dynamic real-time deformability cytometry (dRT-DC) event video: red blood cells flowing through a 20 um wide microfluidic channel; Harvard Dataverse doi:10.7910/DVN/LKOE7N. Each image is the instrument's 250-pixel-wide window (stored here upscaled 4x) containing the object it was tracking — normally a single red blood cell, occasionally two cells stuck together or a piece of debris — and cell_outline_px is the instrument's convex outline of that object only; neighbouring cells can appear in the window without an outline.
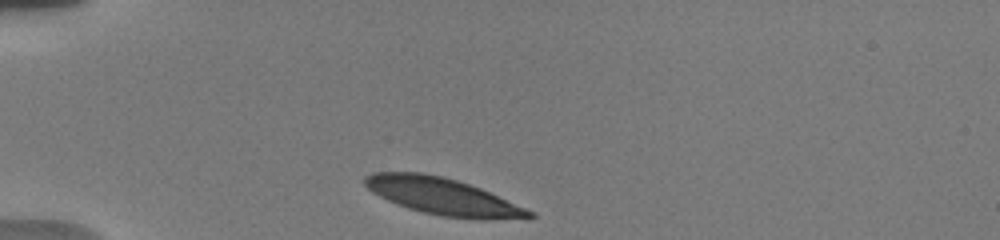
{"species": "human", "species_latin": "Homo sapiens", "temperature_condition": "warm", "stored_images_in_passage": 23, "camera_frame_rate_fps": 3000, "um_per_image_px": 0.085, "donor": {"sex": "male"}, "frame": {"image": 1, "passage_image": 1, "time_ms": 0.0, "image_size_px": [1000, 240], "cell_outline_px": [[536, 216], [532, 220], [484, 220], [440, 216], [408, 208], [388, 200], [372, 192], [364, 184], [364, 176], [372, 172], [424, 172], [444, 176], [480, 188], [524, 208], [532, 212]], "centroid_in_image_um": [37.68, 16.71], "position_along_channel_um": 47.3, "area_um2": 35.49}}
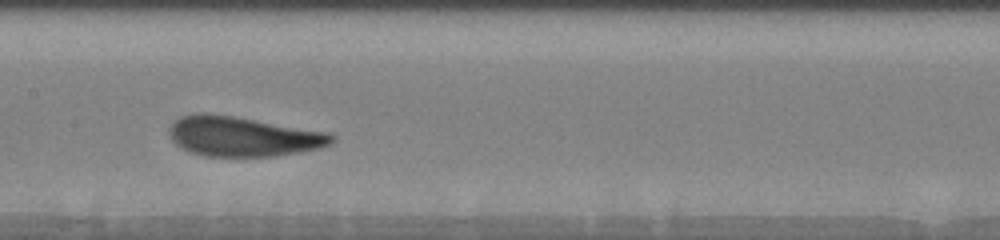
{"frame": {"image": 2, "passage_image": 7, "time_ms": 4.667, "image_size_px": [1000, 240], "cell_outline_px": [[336, 140], [320, 148], [276, 156], [204, 156], [180, 148], [172, 140], [168, 128], [180, 116], [200, 112], [232, 116], [328, 132], [336, 136]], "centroid_in_image_um": [20.63, 11.6], "position_along_channel_um": 186.8, "area_um2": 37.51}}
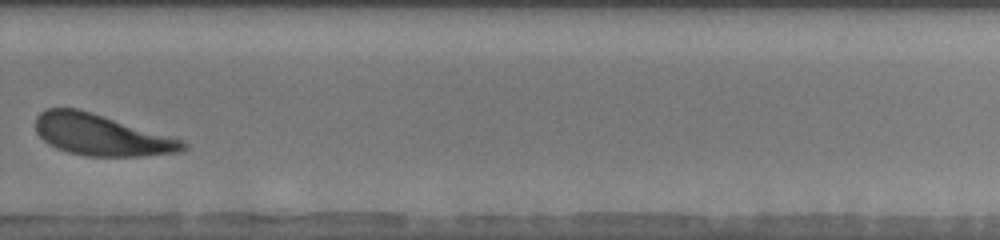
{"frame": {"image": 3, "passage_image": 15, "time_ms": 8.333, "image_size_px": [1000, 240], "cell_outline_px": [[188, 148], [180, 152], [140, 156], [84, 156], [68, 152], [56, 148], [48, 144], [36, 132], [36, 116], [40, 112], [48, 108], [80, 108], [184, 140], [188, 144]], "centroid_in_image_um": [8.62, 11.47], "position_along_channel_um": 321.2, "area_um2": 35.6}, "authors_computed_cell_mechanics": {"area_um2": 36.1828, "velocity_mm_per_s": 3.6747, "shape_relaxation_time_tau1_ms": 2.2381, "shape_relaxation_time_tau2_ms": null, "deformation_change_tau1": 0.1074, "deformation_change_tau2": null}}